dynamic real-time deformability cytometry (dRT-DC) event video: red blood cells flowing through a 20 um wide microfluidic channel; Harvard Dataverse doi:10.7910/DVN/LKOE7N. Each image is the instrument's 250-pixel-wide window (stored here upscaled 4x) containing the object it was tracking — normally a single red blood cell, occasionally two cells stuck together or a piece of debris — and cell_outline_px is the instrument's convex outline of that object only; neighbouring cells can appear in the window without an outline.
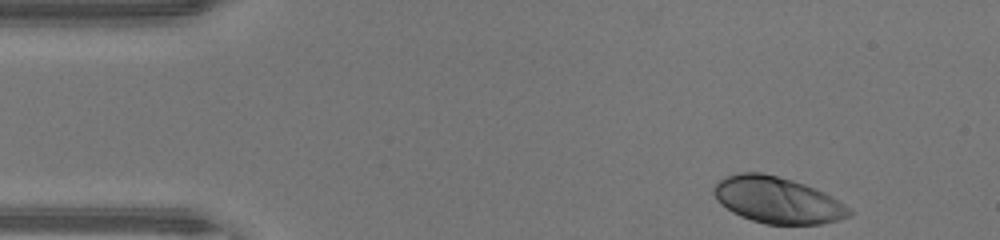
{"species": "human", "species_latin": "Homo sapiens", "temperature_condition": "warm", "stored_images_in_passage": 43, "camera_frame_rate_fps": 3000, "um_per_image_px": 0.085, "donor": {"sex": "male"}, "frame": {"image": 1, "passage_image": 1, "time_ms": 0.0, "image_size_px": [1000, 240], "cell_outline_px": [[852, 216], [820, 224], [764, 224], [740, 216], [732, 212], [720, 204], [716, 200], [712, 192], [712, 188], [720, 180], [728, 176], [740, 172], [760, 172], [792, 180], [804, 184], [824, 192], [848, 208], [852, 212]], "centroid_in_image_um": [66.03, 17.01], "position_along_channel_um": 19.0, "area_um2": 36.3}}
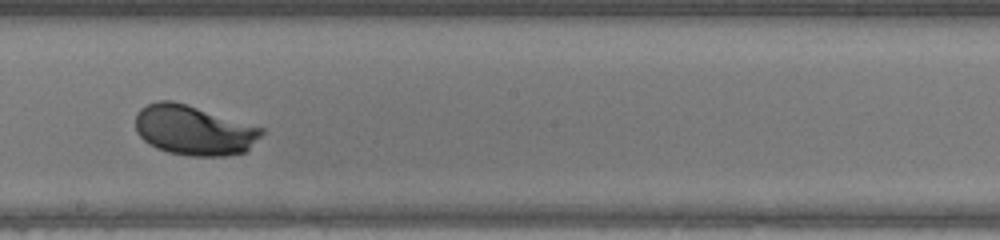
{"frame": {"image": 2, "passage_image": 22, "time_ms": 7.0, "image_size_px": [1000, 240], "cell_outline_px": [[264, 132], [244, 152], [224, 156], [192, 156], [168, 152], [156, 148], [148, 144], [136, 132], [136, 116], [140, 108], [156, 100], [172, 100], [264, 128]], "centroid_in_image_um": [16.44, 11.07], "position_along_channel_um": 231.8, "area_um2": 36.36}}
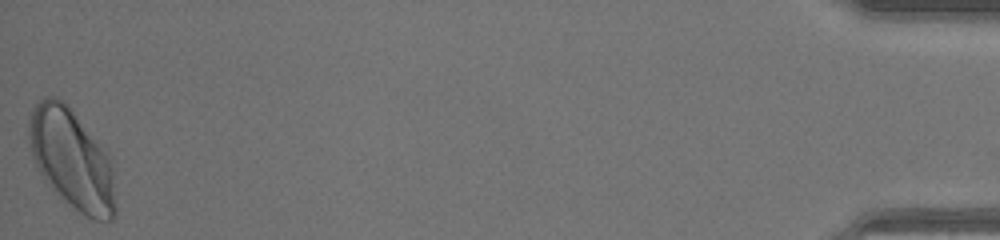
{"frame": {"image": 3, "passage_image": 43, "time_ms": 14.0, "image_size_px": [1000, 240], "cell_outline_px": [[116, 212], [112, 220], [92, 220], [80, 212], [64, 200], [52, 188], [40, 172], [32, 156], [28, 136], [28, 120], [36, 104], [44, 96], [56, 96], [64, 100], [108, 152], [112, 168], [116, 208]], "centroid_in_image_um": [6.11, 13.51], "position_along_channel_um": 429.1, "area_um2": 50.34}, "authors_computed_cell_mechanics": {"area_um2": 36.3562, "velocity_mm_per_s": 4.345, "shape_relaxation_time_tau1_ms": 2.3471, "shape_relaxation_time_tau2_ms": null, "deformation_change_tau1": 0.162, "deformation_change_tau2": null}}